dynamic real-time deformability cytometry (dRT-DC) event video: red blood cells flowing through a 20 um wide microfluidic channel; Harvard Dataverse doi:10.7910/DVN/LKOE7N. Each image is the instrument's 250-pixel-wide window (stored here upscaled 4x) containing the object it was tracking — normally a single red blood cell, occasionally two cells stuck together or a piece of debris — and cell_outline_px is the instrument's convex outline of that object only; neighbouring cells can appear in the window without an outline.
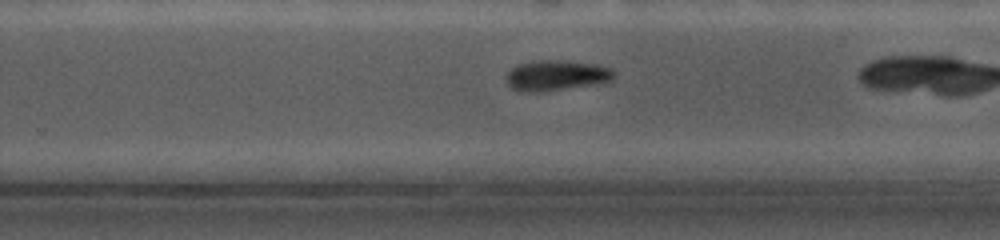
{"species": "common noctule bat (a hibernating species)", "species_latin": "Nyctalus noctula", "temperature_condition": "cold", "stored_images_in_passage": 39, "camera_frame_rate_fps": 5000, "um_per_image_px": 0.085, "animal": {"sex": "female", "body_mass_g": 19.0, "forearm_length_mm": 56.7}, "frame": {"image": 1, "passage_image": 28, "time_ms": 5.0, "image_size_px": [1000, 240], "cell_outline_px": [[616, 76], [608, 84], [548, 92], [524, 92], [512, 88], [508, 84], [508, 72], [512, 68], [520, 64], [548, 60], [552, 60], [600, 64], [612, 68], [616, 72]], "centroid_in_image_um": [47.46, 6.46], "position_along_channel_um": 282.3, "area_um2": 19.65}}
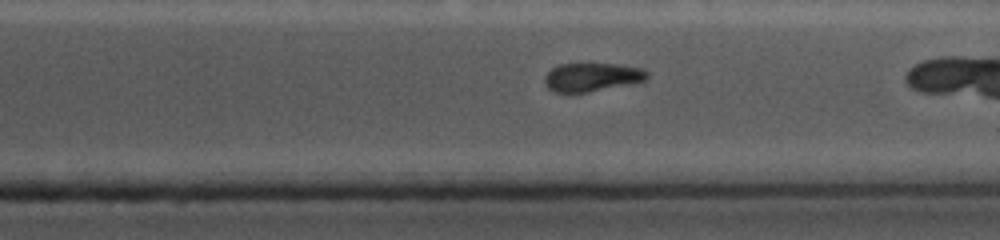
{"frame": {"image": 2, "passage_image": 33, "time_ms": 7.0, "image_size_px": [1000, 240], "cell_outline_px": [[648, 80], [632, 84], [588, 92], [556, 92], [548, 88], [544, 84], [544, 76], [552, 68], [560, 64], [616, 64], [640, 68], [648, 72]], "centroid_in_image_um": [50.33, 6.56], "position_along_channel_um": 361.1, "area_um2": 17.05}}